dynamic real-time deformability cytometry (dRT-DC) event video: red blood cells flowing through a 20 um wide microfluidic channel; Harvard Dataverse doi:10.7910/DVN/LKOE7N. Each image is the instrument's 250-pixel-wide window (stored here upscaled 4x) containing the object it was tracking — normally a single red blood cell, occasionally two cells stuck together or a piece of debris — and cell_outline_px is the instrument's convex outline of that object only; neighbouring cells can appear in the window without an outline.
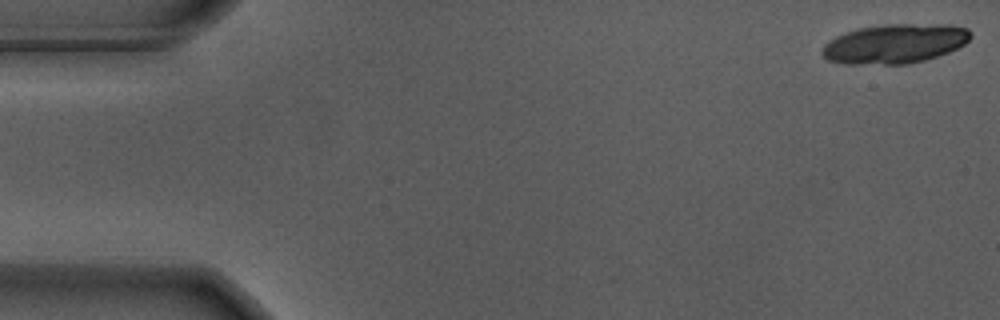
{"species": "Egyptian fruit bat (a non-hibernating species)", "species_latin": "Rousettus aegyptiacus", "temperature_condition": "warm", "stored_images_in_passage": 19, "camera_frame_rate_fps": 3000, "um_per_image_px": 0.085, "animal": {"sex": "male"}, "frame": {"image": 1, "passage_image": 1, "time_ms": 0.0, "image_size_px": [1000, 320], "cell_outline_px": [[972, 36], [964, 44], [948, 52], [924, 60], [908, 64], [844, 64], [828, 60], [820, 52], [824, 44], [836, 36], [856, 28], [884, 24], [952, 24], [968, 28], [972, 32]], "centroid_in_image_um": [76.06, 3.7], "position_along_channel_um": 8.9, "area_um2": 34.33}}